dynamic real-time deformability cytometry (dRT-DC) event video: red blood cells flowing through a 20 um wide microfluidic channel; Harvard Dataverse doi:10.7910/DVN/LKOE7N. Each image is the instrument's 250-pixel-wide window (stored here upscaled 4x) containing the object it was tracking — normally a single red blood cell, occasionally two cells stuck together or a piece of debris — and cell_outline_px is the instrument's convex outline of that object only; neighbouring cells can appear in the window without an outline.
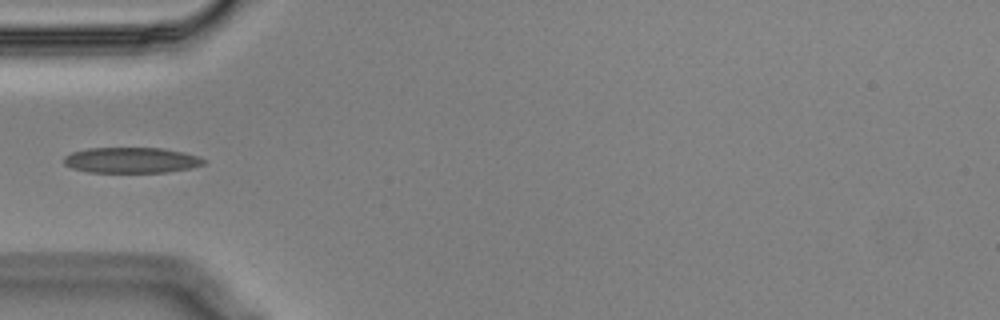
{"species": "Egyptian fruit bat (a non-hibernating species)", "species_latin": "Rousettus aegyptiacus", "temperature_condition": "cold", "stored_images_in_passage": 39, "camera_frame_rate_fps": 3000, "um_per_image_px": 0.085, "animal": {"sex": "male"}, "frame": {"image": 1, "passage_image": 1, "time_ms": 0.0, "image_size_px": [1000, 320], "cell_outline_px": [[204, 164], [188, 168], [164, 172], [88, 172], [72, 168], [64, 164], [64, 156], [72, 152], [88, 148], [164, 148], [184, 152], [196, 156], [204, 160]], "centroid_in_image_um": [11.11, 13.61], "position_along_channel_um": 73.9, "area_um2": 20.69}}
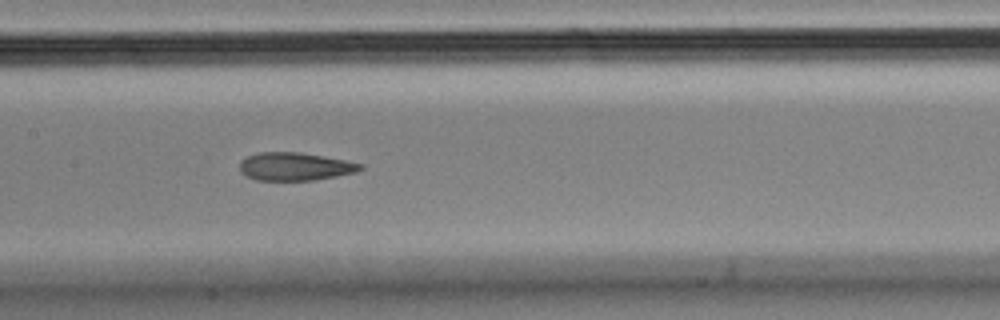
{"frame": {"image": 2, "passage_image": 10, "time_ms": 3.0, "image_size_px": [1000, 320], "cell_outline_px": [[364, 168], [356, 172], [336, 176], [312, 180], [256, 180], [240, 172], [240, 160], [248, 156], [260, 152], [300, 152], [324, 156], [364, 164]], "centroid_in_image_um": [25.08, 14.15], "position_along_channel_um": 182.3, "area_um2": 19.65}}
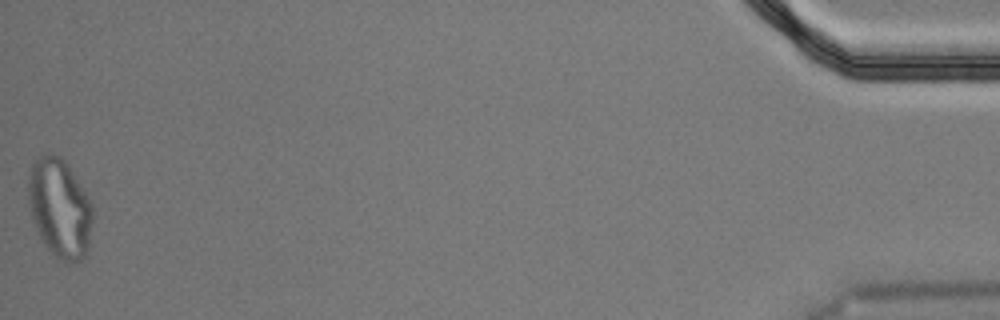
{"frame": {"image": 3, "passage_image": 39, "time_ms": 12.667, "image_size_px": [1000, 320], "cell_outline_px": [[92, 220], [88, 248], [84, 256], [80, 260], [60, 260], [52, 256], [44, 244], [32, 220], [28, 204], [28, 180], [32, 164], [40, 156], [60, 156], [68, 164], [88, 196], [92, 204]], "centroid_in_image_um": [5.07, 17.7], "position_along_channel_um": 430.1, "area_um2": 36.88}}